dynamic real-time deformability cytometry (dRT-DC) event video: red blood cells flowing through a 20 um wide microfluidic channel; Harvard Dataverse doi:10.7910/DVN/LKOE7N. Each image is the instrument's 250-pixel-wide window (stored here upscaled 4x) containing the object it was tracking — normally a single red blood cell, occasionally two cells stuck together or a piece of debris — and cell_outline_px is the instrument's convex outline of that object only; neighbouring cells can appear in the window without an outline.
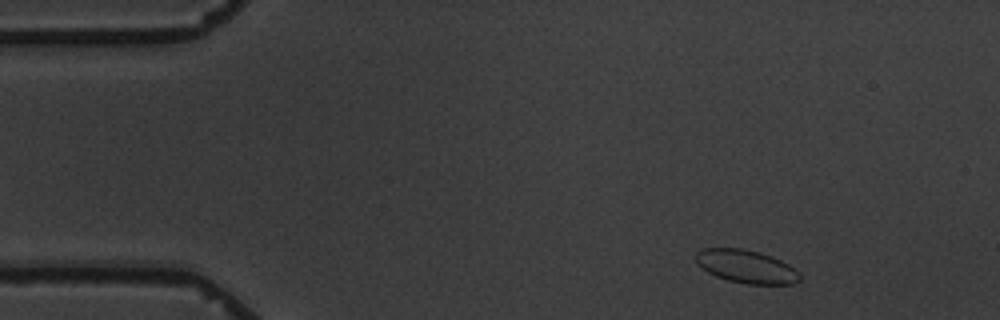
{"species": "common noctule bat (a hibernating species)", "species_latin": "Nyctalus noctula", "temperature_condition": "warm", "stored_images_in_passage": 3, "camera_frame_rate_fps": 3000, "um_per_image_px": 0.085, "animal": {"sex": "male", "body_mass_g": 19.5, "forearm_length_mm": 54.6}, "frame": {"image": 1, "passage_image": 1, "time_ms": 0.0, "image_size_px": [1000, 320], "cell_outline_px": [[800, 280], [796, 284], [748, 284], [728, 280], [716, 276], [708, 272], [696, 264], [692, 256], [700, 248], [740, 248], [760, 252], [780, 260], [788, 264], [800, 272]], "centroid_in_image_um": [63.39, 22.64], "position_along_channel_um": 21.6, "area_um2": 20.35}}